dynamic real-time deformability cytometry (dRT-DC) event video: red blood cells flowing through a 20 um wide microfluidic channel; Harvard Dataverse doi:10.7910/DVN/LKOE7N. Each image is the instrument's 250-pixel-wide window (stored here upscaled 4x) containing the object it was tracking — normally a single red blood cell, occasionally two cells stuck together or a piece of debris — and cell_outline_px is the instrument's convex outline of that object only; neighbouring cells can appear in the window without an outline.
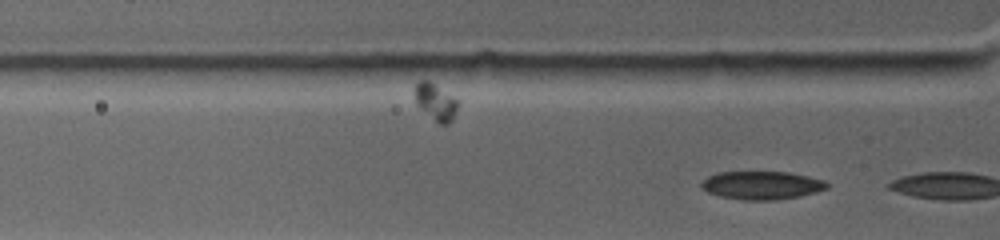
{"species": "common noctule bat (a hibernating species)", "species_latin": "Nyctalus noctula", "temperature_condition": "warm", "stored_images_in_passage": 3, "segment_of_instrument_passage": [2, 2], "camera_frame_rate_fps": 4500, "um_per_image_px": 0.085, "animal": {"sex": "female", "body_mass_g": 19.0, "forearm_length_mm": 53.3}, "frame": {"image": 1, "passage_image": 3, "time_ms": 1.778, "image_size_px": [1000, 240], "cell_outline_px": [[828, 188], [816, 192], [800, 196], [776, 200], [744, 200], [720, 196], [708, 192], [700, 188], [700, 184], [708, 176], [716, 172], [788, 172], [808, 176], [824, 180], [828, 184]], "centroid_in_image_um": [64.74, 15.75], "position_along_channel_um": 61.1, "area_um2": 20.69}}